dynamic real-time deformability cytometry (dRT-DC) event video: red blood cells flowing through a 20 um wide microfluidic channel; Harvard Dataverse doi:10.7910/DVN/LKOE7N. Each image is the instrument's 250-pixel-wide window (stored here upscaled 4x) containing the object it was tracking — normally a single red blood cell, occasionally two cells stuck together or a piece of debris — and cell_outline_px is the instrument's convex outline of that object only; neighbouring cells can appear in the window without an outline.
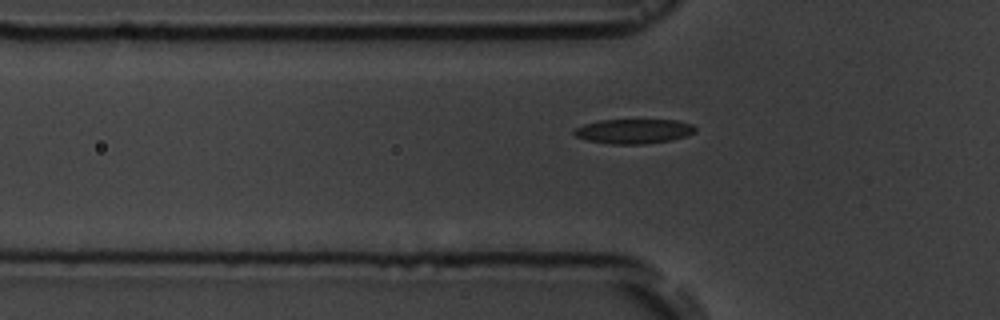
{"species": "common noctule bat (a hibernating species)", "species_latin": "Nyctalus noctula", "temperature_condition": "room temperature", "stored_images_in_passage": 8, "segment_of_instrument_passage": [2, 2], "camera_frame_rate_fps": 3000, "um_per_image_px": 0.085, "animal": {"sex": "male", "body_mass_g": 19.5, "forearm_length_mm": 54.6}, "frame": {"image": 1, "passage_image": 8, "time_ms": 9.0, "image_size_px": [1000, 320], "cell_outline_px": [[696, 132], [672, 140], [644, 144], [612, 144], [588, 140], [576, 136], [572, 132], [576, 128], [584, 124], [600, 120], [676, 120], [692, 124], [696, 128]], "centroid_in_image_um": [53.88, 11.15], "position_along_channel_um": 71.9, "area_um2": 17.28}}